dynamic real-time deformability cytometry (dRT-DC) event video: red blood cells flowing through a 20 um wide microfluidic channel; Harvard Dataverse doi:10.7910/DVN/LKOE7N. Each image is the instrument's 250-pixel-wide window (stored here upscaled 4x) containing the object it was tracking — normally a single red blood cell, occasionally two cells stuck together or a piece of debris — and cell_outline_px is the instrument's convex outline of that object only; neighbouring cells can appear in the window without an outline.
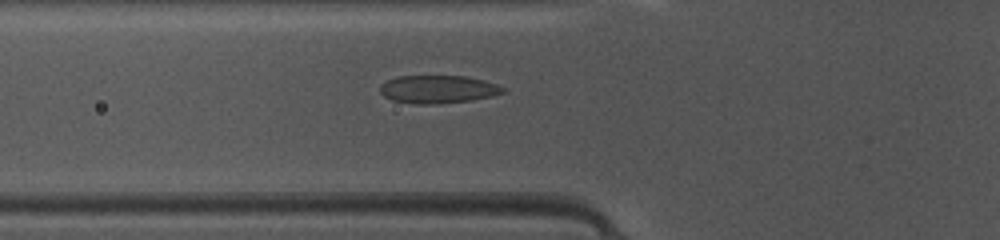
{"species": "common noctule bat (a hibernating species)", "species_latin": "Nyctalus noctula", "temperature_condition": "warm", "stored_images_in_passage": 38, "camera_frame_rate_fps": 3000, "um_per_image_px": 0.085, "animal": {"sex": "female", "body_mass_g": 10.0, "forearm_length_mm": 53.1}, "frame": {"image": 1, "passage_image": 8, "time_ms": 2.333, "image_size_px": [1000, 240], "cell_outline_px": [[504, 92], [492, 96], [472, 100], [436, 104], [416, 104], [392, 100], [384, 96], [380, 92], [380, 84], [396, 76], [464, 76], [484, 80], [496, 84], [504, 88]], "centroid_in_image_um": [37.2, 7.59], "position_along_channel_um": 88.6, "area_um2": 20.0}}
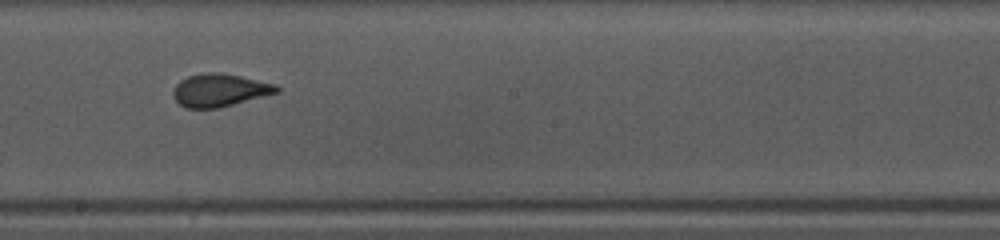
{"frame": {"image": 2, "passage_image": 18, "time_ms": 5.667, "image_size_px": [1000, 240], "cell_outline_px": [[280, 92], [220, 108], [184, 108], [172, 96], [172, 92], [176, 84], [180, 80], [188, 76], [204, 72], [224, 72], [276, 84], [280, 88]], "centroid_in_image_um": [18.68, 7.66], "position_along_channel_um": 229.5, "area_um2": 20.11}}
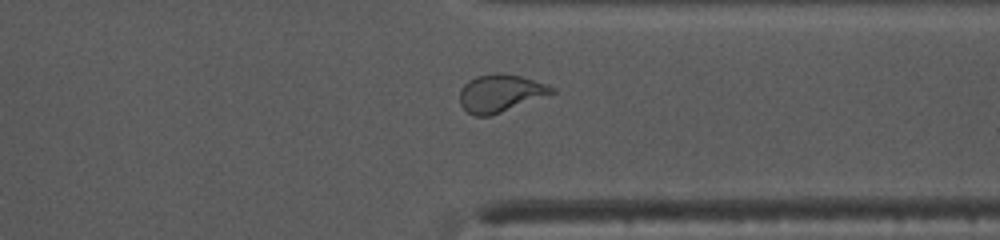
{"frame": {"image": 3, "passage_image": 28, "time_ms": 9.0, "image_size_px": [1000, 240], "cell_outline_px": [[556, 92], [500, 112], [488, 116], [472, 116], [460, 104], [460, 88], [468, 80], [476, 76], [496, 72], [504, 72], [520, 76], [548, 84], [556, 88]], "centroid_in_image_um": [42.51, 7.9], "position_along_channel_um": 368.9, "area_um2": 20.17}, "authors_computed_cell_mechanics": {"area_um2": 20.1433, "velocity_mm_per_s": 4.1891, "shape_relaxation_time_tau1_ms": 5.7412, "shape_relaxation_time_tau2_ms": 0.6042, "deformation_change_tau1": 0.2039, "deformation_change_tau2": 0.0661}}